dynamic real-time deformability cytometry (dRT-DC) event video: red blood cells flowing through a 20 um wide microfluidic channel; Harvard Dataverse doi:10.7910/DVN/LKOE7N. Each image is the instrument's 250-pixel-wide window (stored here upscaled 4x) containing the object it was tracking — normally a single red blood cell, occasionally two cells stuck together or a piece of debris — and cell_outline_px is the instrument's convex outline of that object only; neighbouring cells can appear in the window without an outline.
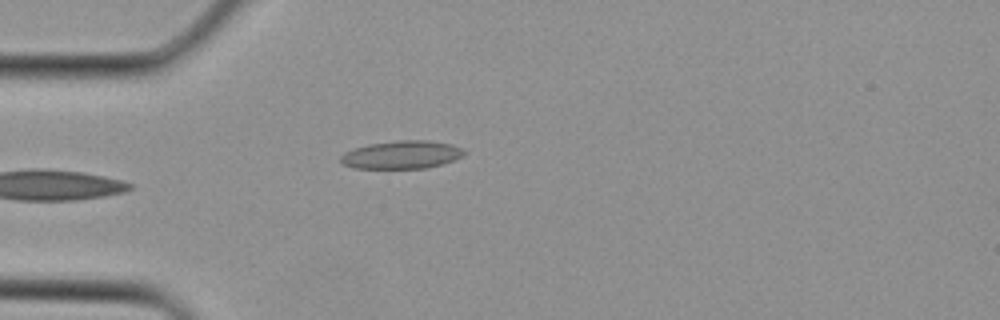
{"species": "Egyptian fruit bat (a non-hibernating species)", "species_latin": "Rousettus aegyptiacus", "temperature_condition": "cold", "stored_images_in_passage": 3, "camera_frame_rate_fps": 3000, "um_per_image_px": 0.085, "animal": {"sex": "female"}, "frame": {"image": 1, "passage_image": 3, "time_ms": 0.667, "image_size_px": [1000, 320], "cell_outline_px": [[468, 152], [464, 156], [440, 164], [424, 168], [352, 168], [344, 164], [340, 160], [340, 156], [344, 152], [368, 144], [400, 140], [428, 140], [452, 144]], "centroid_in_image_um": [34.15, 13.14], "position_along_channel_um": 50.9, "area_um2": 20.06}}